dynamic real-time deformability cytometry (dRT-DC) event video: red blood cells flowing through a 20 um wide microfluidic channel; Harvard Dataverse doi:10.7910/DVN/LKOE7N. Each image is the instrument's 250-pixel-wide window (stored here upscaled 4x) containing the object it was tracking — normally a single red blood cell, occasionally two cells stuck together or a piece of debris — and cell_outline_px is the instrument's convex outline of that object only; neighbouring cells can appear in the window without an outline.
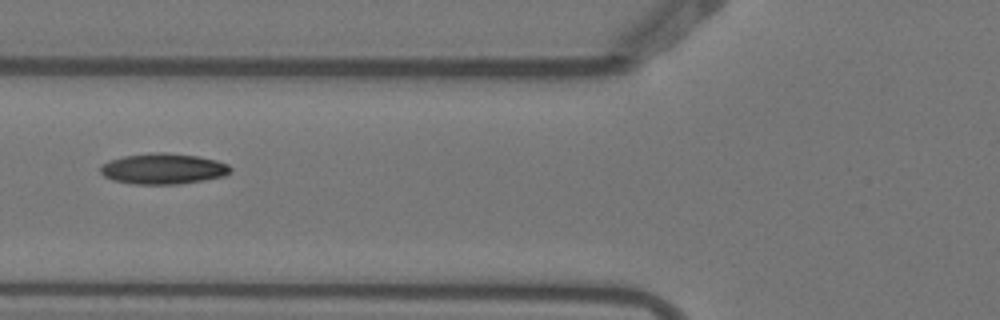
{"species": "Egyptian fruit bat (a non-hibernating species)", "species_latin": "Rousettus aegyptiacus", "temperature_condition": "warm", "stored_images_in_passage": 5, "camera_frame_rate_fps": 3000, "um_per_image_px": 0.085, "animal": {"sex": "female"}, "frame": {"image": 1, "passage_image": 5, "time_ms": 1.333, "image_size_px": [1000, 320], "cell_outline_px": [[232, 172], [224, 176], [204, 180], [180, 184], [132, 184], [112, 180], [104, 176], [100, 172], [100, 164], [108, 160], [124, 156], [148, 152], [164, 152], [196, 156], [216, 160], [228, 164], [232, 168]], "centroid_in_image_um": [13.85, 14.34], "position_along_channel_um": 112.0, "area_um2": 23.58}}